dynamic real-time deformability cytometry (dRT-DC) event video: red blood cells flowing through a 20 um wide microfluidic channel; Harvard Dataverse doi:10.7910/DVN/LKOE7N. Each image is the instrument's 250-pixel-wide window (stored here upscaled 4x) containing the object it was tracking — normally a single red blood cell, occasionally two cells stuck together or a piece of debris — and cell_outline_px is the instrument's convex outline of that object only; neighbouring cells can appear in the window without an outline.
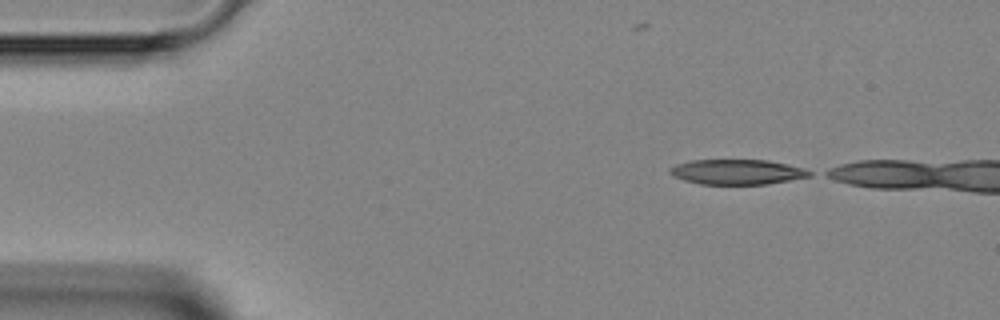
{"species": "Egyptian fruit bat (a non-hibernating species)", "species_latin": "Rousettus aegyptiacus", "temperature_condition": "room temperature", "stored_images_in_passage": 4, "camera_frame_rate_fps": 3000, "um_per_image_px": 0.085, "animal": {"sex": "female"}, "frame": {"image": 1, "passage_image": 1, "time_ms": 0.0, "image_size_px": [1000, 320], "cell_outline_px": [[812, 176], [768, 184], [700, 184], [684, 180], [668, 172], [668, 168], [676, 164], [692, 160], [768, 160], [800, 168], [812, 172]], "centroid_in_image_um": [62.62, 14.61], "position_along_channel_um": 22.4, "area_um2": 20.17}}